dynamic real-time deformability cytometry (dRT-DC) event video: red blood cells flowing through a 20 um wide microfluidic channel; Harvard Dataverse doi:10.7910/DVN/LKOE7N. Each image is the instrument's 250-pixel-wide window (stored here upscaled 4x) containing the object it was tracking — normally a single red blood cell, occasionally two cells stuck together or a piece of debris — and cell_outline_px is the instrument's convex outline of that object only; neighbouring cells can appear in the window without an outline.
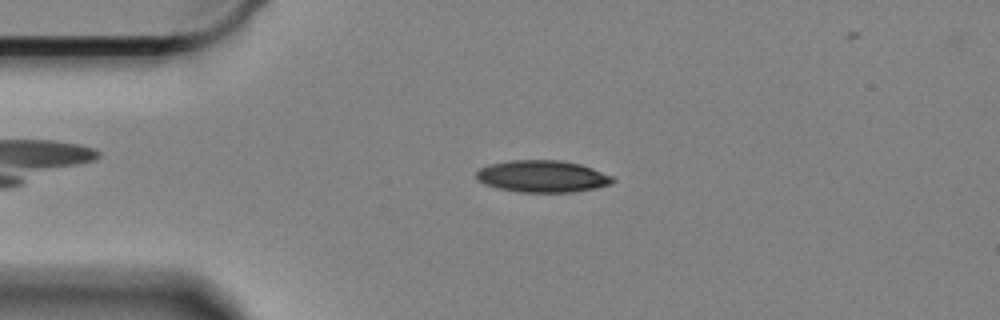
{"species": "Egyptian fruit bat (a non-hibernating species)", "species_latin": "Rousettus aegyptiacus", "temperature_condition": "cold", "stored_images_in_passage": 50, "camera_frame_rate_fps": 3000, "um_per_image_px": 0.085, "animal": {"sex": "female"}, "frame": {"image": 1, "passage_image": 3, "time_ms": 0.667, "image_size_px": [1000, 320], "cell_outline_px": [[616, 180], [612, 184], [596, 188], [572, 192], [520, 192], [500, 188], [484, 184], [476, 176], [476, 172], [480, 168], [488, 164], [508, 160], [560, 160], [580, 164], [592, 168], [612, 176]], "centroid_in_image_um": [46.12, 14.98], "position_along_channel_um": 38.9, "area_um2": 25.37}}
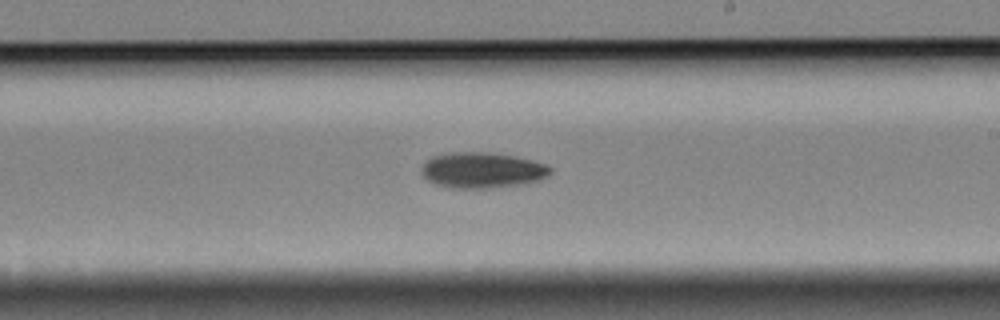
{"frame": {"image": 2, "passage_image": 24, "time_ms": 7.667, "image_size_px": [1000, 320], "cell_outline_px": [[552, 172], [536, 180], [520, 184], [492, 188], [448, 188], [436, 184], [428, 180], [420, 172], [424, 164], [432, 156], [452, 152], [488, 152], [512, 156], [532, 160], [544, 164], [552, 168]], "centroid_in_image_um": [40.94, 14.47], "position_along_channel_um": 248.1, "area_um2": 26.53}}
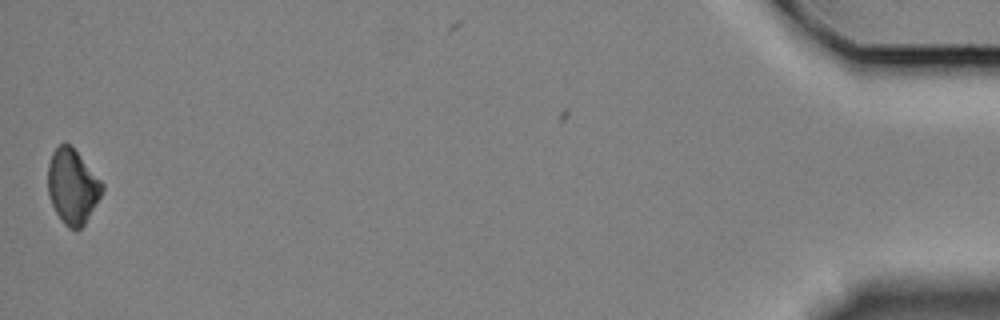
{"frame": {"image": 3, "passage_image": 49, "time_ms": 16.0, "image_size_px": [1000, 320], "cell_outline_px": [[104, 188], [100, 196], [84, 224], [80, 228], [68, 228], [64, 224], [56, 212], [52, 204], [48, 192], [48, 164], [52, 152], [64, 140], [72, 144], [104, 184]], "centroid_in_image_um": [6.15, 15.78], "position_along_channel_um": 429.0, "area_um2": 23.64}, "authors_computed_cell_mechanics": {"area_um2": 25.2008, "velocity_mm_per_s": 3.3102, "shape_relaxation_time_tau1_ms": 3.0811, "shape_relaxation_time_tau2_ms": null, "deformation_change_tau1": 0.1018, "deformation_change_tau2": null}}